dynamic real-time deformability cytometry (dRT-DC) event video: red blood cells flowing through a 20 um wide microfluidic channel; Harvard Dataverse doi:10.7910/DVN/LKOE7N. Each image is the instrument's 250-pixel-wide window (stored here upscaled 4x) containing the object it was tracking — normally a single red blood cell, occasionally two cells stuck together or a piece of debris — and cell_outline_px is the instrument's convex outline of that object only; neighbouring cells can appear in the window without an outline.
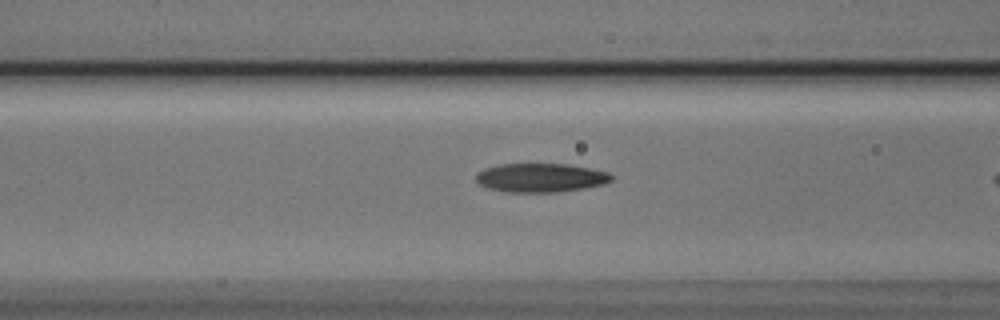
{"species": "Egyptian fruit bat (a non-hibernating species)", "species_latin": "Rousettus aegyptiacus", "temperature_condition": "cold", "stored_images_in_passage": 4, "camera_frame_rate_fps": 3000, "um_per_image_px": 0.085, "animal": {"sex": "male"}, "frame": {"image": 1, "passage_image": 3, "time_ms": 0.667, "image_size_px": [1000, 320], "cell_outline_px": [[612, 180], [604, 184], [584, 188], [560, 192], [504, 192], [488, 188], [480, 184], [476, 180], [476, 172], [484, 168], [500, 164], [568, 164], [608, 172], [612, 176]], "centroid_in_image_um": [45.93, 15.11], "position_along_channel_um": 120.7, "area_um2": 22.83}}